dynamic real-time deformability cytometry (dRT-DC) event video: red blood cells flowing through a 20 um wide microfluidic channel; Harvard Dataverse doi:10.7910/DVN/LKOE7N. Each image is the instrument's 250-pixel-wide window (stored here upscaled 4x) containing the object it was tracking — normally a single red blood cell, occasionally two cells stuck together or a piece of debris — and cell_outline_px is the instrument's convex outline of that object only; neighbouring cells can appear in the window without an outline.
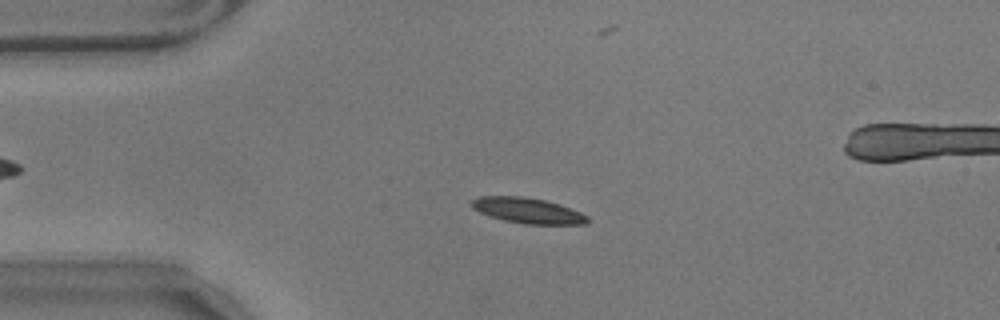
{"species": "common noctule bat (a hibernating species)", "species_latin": "Nyctalus noctula", "temperature_condition": "warm", "stored_images_in_passage": 49, "camera_frame_rate_fps": 3000, "um_per_image_px": 0.085, "animal": {"sex": "male", "body_mass_g": 17.9}, "frame": {"image": 1, "passage_image": 10, "time_ms": 3.0, "image_size_px": [1000, 320], "cell_outline_px": [[588, 224], [524, 224], [504, 220], [480, 212], [472, 208], [472, 200], [480, 196], [520, 196], [544, 200], [580, 212], [588, 216]], "centroid_in_image_um": [44.85, 17.9], "position_along_channel_um": 40.1, "area_um2": 16.88}}
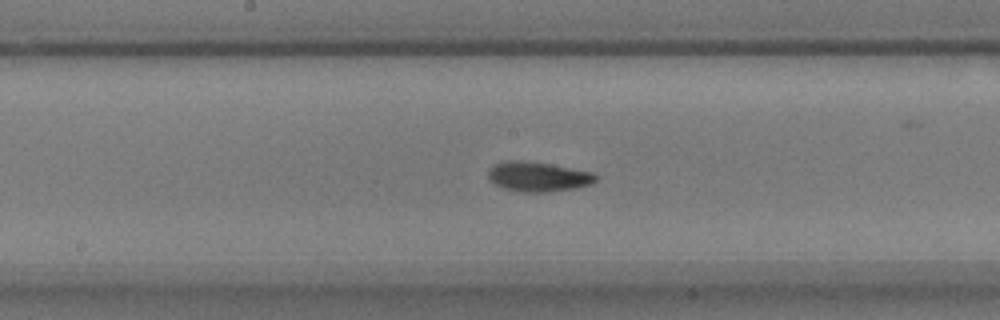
{"frame": {"image": 2, "passage_image": 26, "time_ms": 8.333, "image_size_px": [1000, 320], "cell_outline_px": [[596, 180], [592, 184], [576, 188], [548, 192], [516, 192], [504, 188], [488, 180], [488, 168], [492, 164], [504, 160], [524, 160], [548, 164], [592, 172], [596, 176]], "centroid_in_image_um": [45.67, 15.01], "position_along_channel_um": 202.5, "area_um2": 18.84}}
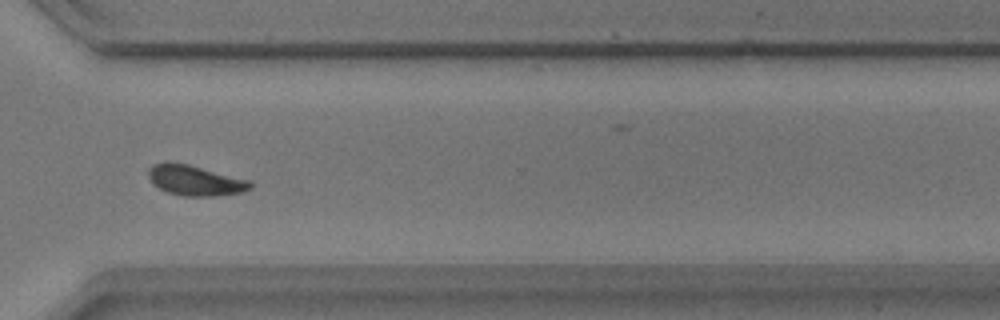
{"frame": {"image": 3, "passage_image": 39, "time_ms": 12.667, "image_size_px": [1000, 320], "cell_outline_px": [[252, 188], [244, 192], [220, 196], [180, 196], [168, 192], [152, 184], [148, 176], [148, 168], [152, 164], [164, 160], [168, 160], [188, 164], [252, 180]], "centroid_in_image_um": [16.58, 15.32], "position_along_channel_um": 354.0, "area_um2": 18.61}, "authors_computed_cell_mechanics": {"area_um2": 17.5134, "velocity_mm_per_s": 3.507, "shape_relaxation_time_tau1_ms": 3.586, "shape_relaxation_time_tau2_ms": null, "deformation_change_tau1": 0.1301, "deformation_change_tau2": null}}